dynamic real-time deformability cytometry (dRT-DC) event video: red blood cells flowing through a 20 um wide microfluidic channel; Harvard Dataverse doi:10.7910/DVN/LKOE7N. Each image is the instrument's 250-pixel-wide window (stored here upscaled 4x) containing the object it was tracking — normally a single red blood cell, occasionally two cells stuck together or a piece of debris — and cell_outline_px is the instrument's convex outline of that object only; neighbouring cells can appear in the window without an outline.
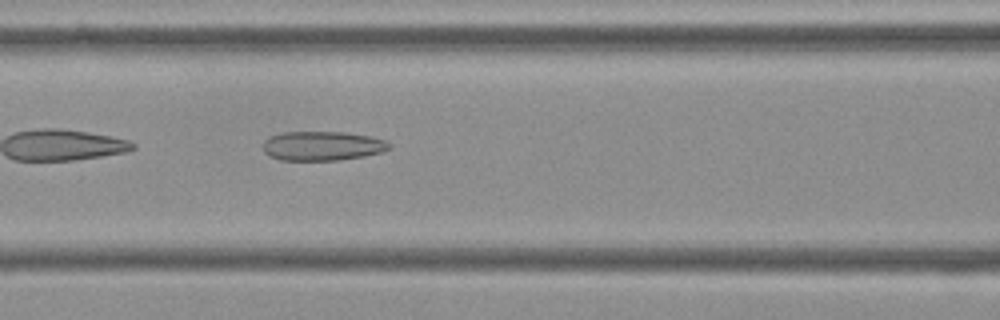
{"species": "Egyptian fruit bat (a non-hibernating species)", "species_latin": "Rousettus aegyptiacus", "temperature_condition": "cold", "stored_images_in_passage": 7, "camera_frame_rate_fps": 3000, "um_per_image_px": 0.085, "frame": {"image": 1, "passage_image": 7, "time_ms": 2.0, "image_size_px": [1000, 320], "cell_outline_px": [[392, 144], [384, 152], [364, 156], [340, 160], [280, 160], [268, 156], [264, 152], [264, 140], [268, 136], [284, 132], [344, 132], [368, 136], [384, 140]], "centroid_in_image_um": [27.38, 12.4], "position_along_channel_um": 139.2, "area_um2": 21.62}}